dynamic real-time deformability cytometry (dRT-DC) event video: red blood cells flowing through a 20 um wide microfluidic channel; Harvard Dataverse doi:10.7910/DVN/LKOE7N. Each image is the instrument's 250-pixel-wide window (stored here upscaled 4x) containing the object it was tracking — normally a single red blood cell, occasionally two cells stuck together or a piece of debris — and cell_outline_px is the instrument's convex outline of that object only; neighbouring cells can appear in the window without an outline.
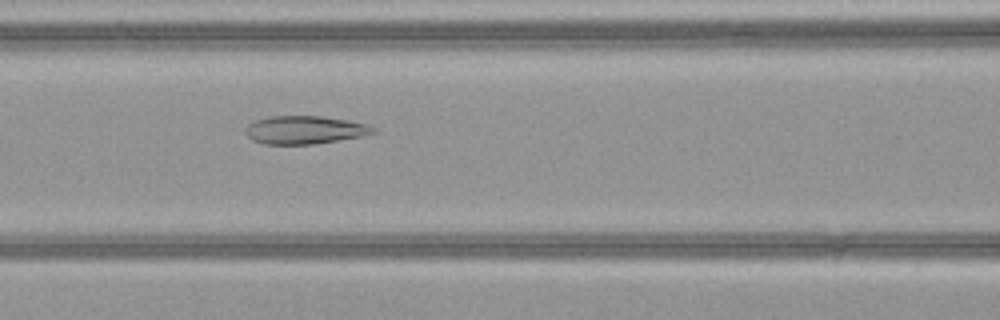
{"species": "common noctule bat (a hibernating species)", "species_latin": "Nyctalus noctula", "temperature_condition": "warm", "stored_images_in_passage": 44, "camera_frame_rate_fps": 3000, "um_per_image_px": 0.085, "animal": {"sex": "female", "body_mass_g": 21.9}, "frame": {"image": 1, "passage_image": 16, "time_ms": 5.0, "image_size_px": [1000, 320], "cell_outline_px": [[376, 132], [360, 136], [312, 144], [264, 144], [252, 140], [244, 132], [244, 128], [248, 124], [256, 120], [272, 116], [320, 116], [348, 120], [368, 124], [376, 128]], "centroid_in_image_um": [25.87, 11.03], "position_along_channel_um": 140.7, "area_um2": 20.81}}
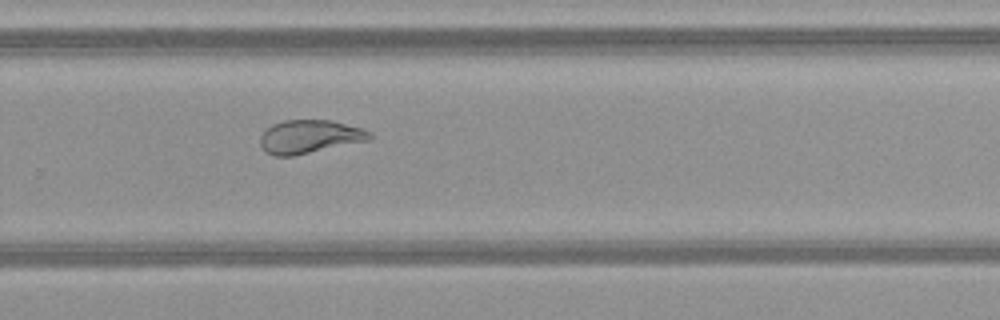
{"frame": {"image": 2, "passage_image": 28, "time_ms": 9.0, "image_size_px": [1000, 320], "cell_outline_px": [[372, 136], [368, 140], [292, 156], [272, 156], [264, 152], [260, 144], [260, 136], [272, 124], [284, 120], [332, 120], [360, 128], [372, 132]], "centroid_in_image_um": [26.27, 11.62], "position_along_channel_um": 303.5, "area_um2": 21.15}}
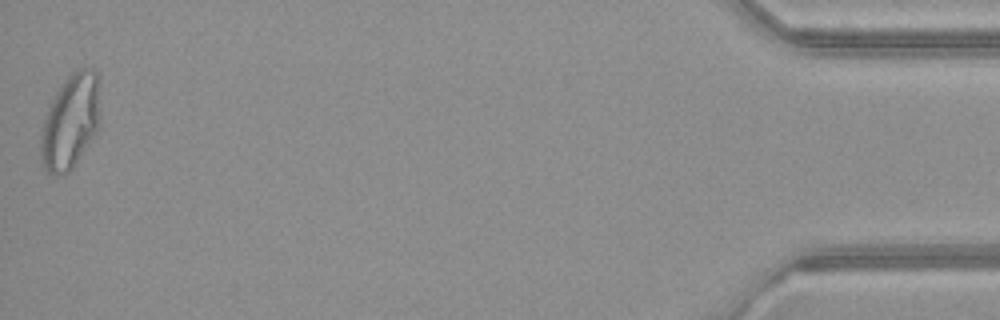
{"frame": {"image": 3, "passage_image": 44, "time_ms": 14.333, "image_size_px": [1000, 320], "cell_outline_px": [[100, 116], [96, 132], [72, 168], [68, 172], [60, 176], [56, 176], [44, 172], [40, 160], [40, 132], [48, 108], [56, 92], [64, 80], [76, 68], [92, 68], [100, 76]], "centroid_in_image_um": [5.98, 10.32], "position_along_channel_um": 429.2, "area_um2": 33.41}, "authors_computed_cell_mechanics": {"area_um2": 25.4898, "velocity_mm_per_s": 4.0773, "shape_relaxation_time_tau1_ms": null, "shape_relaxation_time_tau2_ms": 1.3124, "deformation_change_tau1": null, "deformation_change_tau2": 0.0646}}